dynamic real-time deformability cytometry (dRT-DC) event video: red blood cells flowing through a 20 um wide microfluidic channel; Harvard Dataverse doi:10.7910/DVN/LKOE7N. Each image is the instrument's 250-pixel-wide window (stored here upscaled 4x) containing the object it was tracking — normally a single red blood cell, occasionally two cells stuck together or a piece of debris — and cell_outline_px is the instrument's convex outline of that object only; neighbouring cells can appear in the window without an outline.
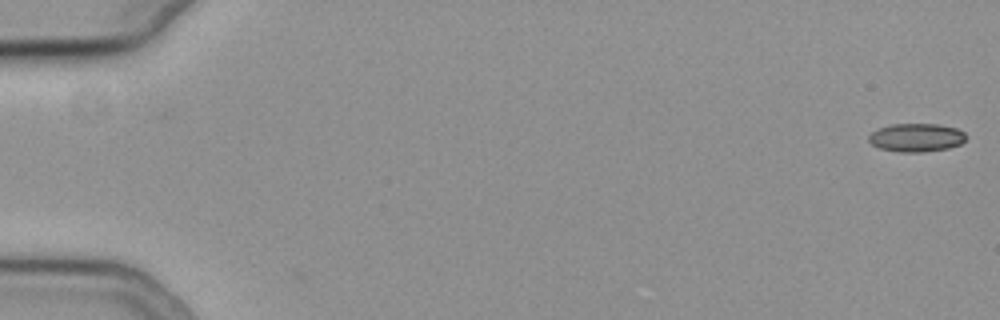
{"species": "common noctule bat (a hibernating species)", "species_latin": "Nyctalus noctula", "temperature_condition": "cold", "stored_images_in_passage": 56, "camera_frame_rate_fps": 3000, "um_per_image_px": 0.085, "animal": {"sex": "female", "body_mass_g": 19.3, "forearm_length_mm": 54.1}, "frame": {"image": 1, "passage_image": 1, "time_ms": 0.0, "image_size_px": [1000, 320], "cell_outline_px": [[964, 140], [960, 144], [948, 148], [924, 152], [900, 152], [880, 148], [872, 144], [868, 140], [868, 136], [872, 132], [880, 128], [892, 124], [936, 124], [956, 128], [964, 132]], "centroid_in_image_um": [77.87, 11.69], "position_along_channel_um": 7.1, "area_um2": 15.9}}
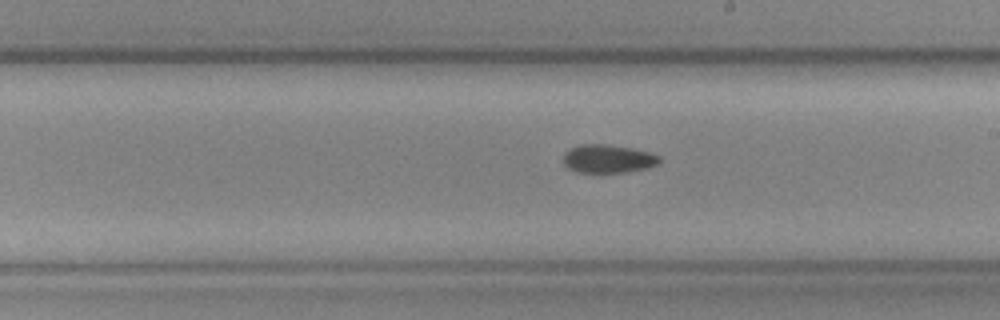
{"frame": {"image": 2, "passage_image": 33, "time_ms": 10.667, "image_size_px": [1000, 320], "cell_outline_px": [[660, 164], [648, 168], [628, 172], [576, 172], [568, 168], [564, 164], [564, 152], [580, 144], [604, 144], [632, 148], [648, 152], [660, 156]], "centroid_in_image_um": [51.7, 13.5], "position_along_channel_um": 237.3, "area_um2": 15.9}}
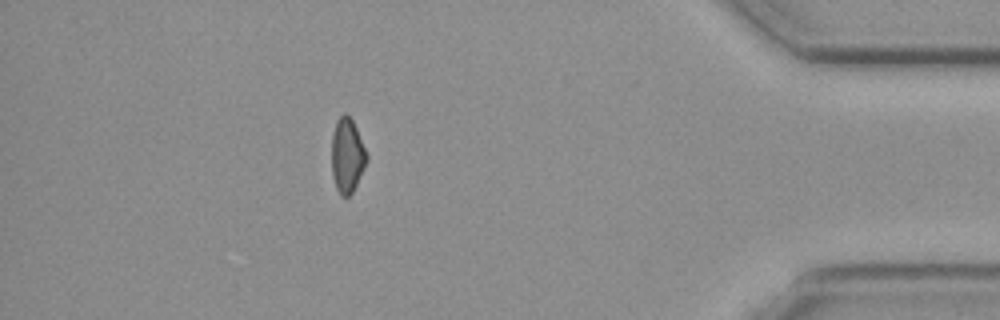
{"frame": {"image": 3, "passage_image": 50, "time_ms": 16.333, "image_size_px": [1000, 320], "cell_outline_px": [[368, 160], [352, 192], [348, 196], [340, 196], [336, 188], [332, 176], [332, 132], [336, 120], [344, 112], [352, 120], [356, 128], [368, 156]], "centroid_in_image_um": [29.49, 13.21], "position_along_channel_um": 405.7, "area_um2": 15.14}, "authors_computed_cell_mechanics": {"area_um2": 16.0973, "velocity_mm_per_s": 3.7808, "shape_relaxation_time_tau1_ms": 7.5606, "shape_relaxation_time_tau2_ms": null, "deformation_change_tau1": 0.1211, "deformation_change_tau2": null}}